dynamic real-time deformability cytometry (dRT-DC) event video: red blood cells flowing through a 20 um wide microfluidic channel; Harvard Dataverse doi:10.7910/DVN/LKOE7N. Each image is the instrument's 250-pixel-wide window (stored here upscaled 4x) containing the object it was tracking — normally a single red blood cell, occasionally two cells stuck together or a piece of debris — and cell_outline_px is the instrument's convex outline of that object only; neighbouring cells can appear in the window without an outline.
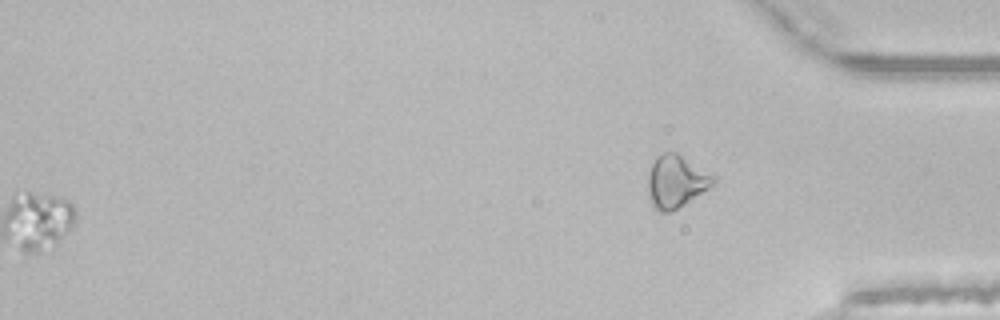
{"species": "common noctule bat (a hibernating species)", "species_latin": "Nyctalus noctula", "temperature_condition": "room temperature", "stored_images_in_passage": 51, "segment_of_instrument_passage": [2, 2], "camera_frame_rate_fps": 3000, "um_per_image_px": 0.085, "animal": {"sex": "male", "body_mass_g": 21.5, "forearm_length_mm": 52.0}, "frame": {"image": 1, "passage_image": 51, "time_ms": 16.667, "image_size_px": [1000, 320], "cell_outline_px": [[716, 180], [708, 188], [672, 212], [660, 212], [652, 208], [648, 196], [648, 176], [652, 164], [656, 156], [664, 152], [676, 152], [712, 176]], "centroid_in_image_um": [57.39, 15.46], "position_along_channel_um": 377.8, "area_um2": 19.59}}